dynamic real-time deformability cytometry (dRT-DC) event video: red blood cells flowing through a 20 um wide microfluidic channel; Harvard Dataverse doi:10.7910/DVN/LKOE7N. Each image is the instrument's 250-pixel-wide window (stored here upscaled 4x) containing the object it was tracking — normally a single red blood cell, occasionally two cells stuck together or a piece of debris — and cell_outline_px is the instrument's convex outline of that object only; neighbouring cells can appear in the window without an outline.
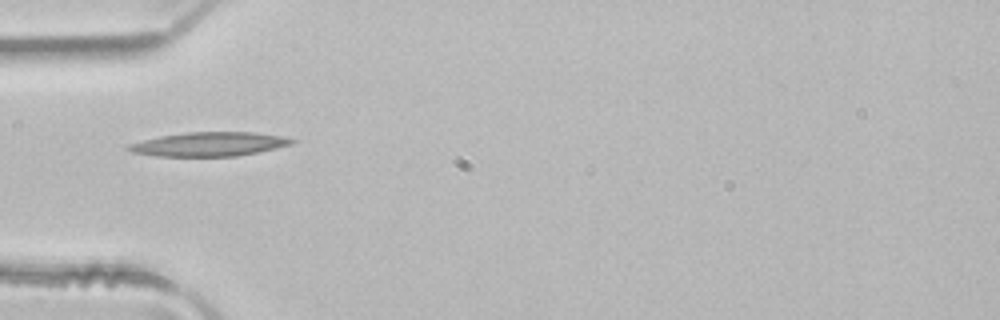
{"species": "common noctule bat (a hibernating species)", "species_latin": "Nyctalus noctula", "temperature_condition": "room temperature", "stored_images_in_passage": 1, "camera_frame_rate_fps": 3000, "um_per_image_px": 0.085, "animal": {"sex": "male", "body_mass_g": 21.5, "forearm_length_mm": 52.0}, "frame": {"image": 1, "passage_image": 1, "time_ms": 0.0, "image_size_px": [1000, 320], "cell_outline_px": [[296, 140], [292, 144], [256, 152], [236, 156], [156, 156], [132, 152], [124, 148], [128, 144], [160, 136], [188, 132], [256, 132], [280, 136]], "centroid_in_image_um": [17.73, 12.25], "position_along_channel_um": 67.3, "area_um2": 22.66}}